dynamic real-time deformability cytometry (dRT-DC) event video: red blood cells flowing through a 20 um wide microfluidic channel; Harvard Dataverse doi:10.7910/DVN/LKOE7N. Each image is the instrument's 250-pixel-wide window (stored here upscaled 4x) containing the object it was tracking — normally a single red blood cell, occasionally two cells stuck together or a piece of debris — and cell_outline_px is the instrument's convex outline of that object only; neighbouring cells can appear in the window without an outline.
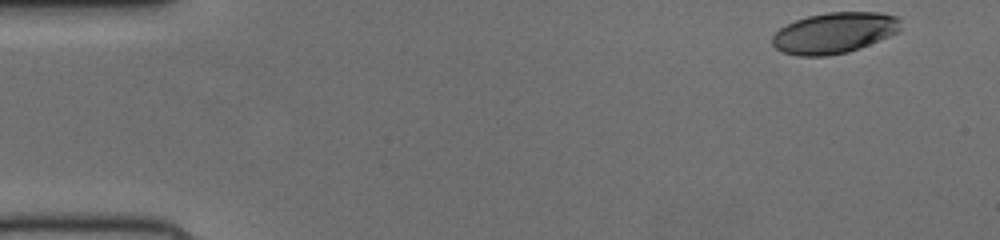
{"species": "human", "species_latin": "Homo sapiens", "temperature_condition": "cold", "stored_images_in_passage": 50, "camera_frame_rate_fps": 3000, "um_per_image_px": 0.085, "donor": {"sex": "female"}, "frame": {"image": 1, "passage_image": 1, "time_ms": 0.0, "image_size_px": [1000, 240], "cell_outline_px": [[900, 28], [896, 32], [888, 36], [860, 48], [848, 52], [824, 56], [800, 56], [784, 52], [776, 48], [772, 44], [772, 36], [780, 28], [796, 20], [808, 16], [828, 12], [880, 12], [896, 16], [900, 20]], "centroid_in_image_um": [70.9, 2.79], "position_along_channel_um": 14.1, "area_um2": 30.35}}
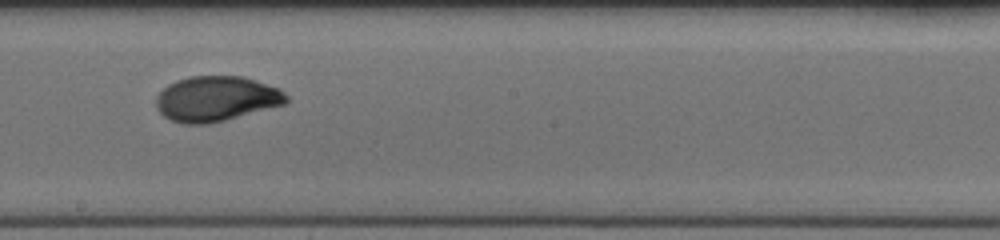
{"frame": {"image": 2, "passage_image": 27, "time_ms": 8.667, "image_size_px": [1000, 240], "cell_outline_px": [[288, 100], [284, 104], [224, 120], [208, 124], [184, 124], [172, 120], [164, 116], [156, 108], [156, 96], [168, 84], [176, 80], [188, 76], [244, 76], [280, 88], [288, 96]], "centroid_in_image_um": [18.37, 8.38], "position_along_channel_um": 229.8, "area_um2": 34.28}}
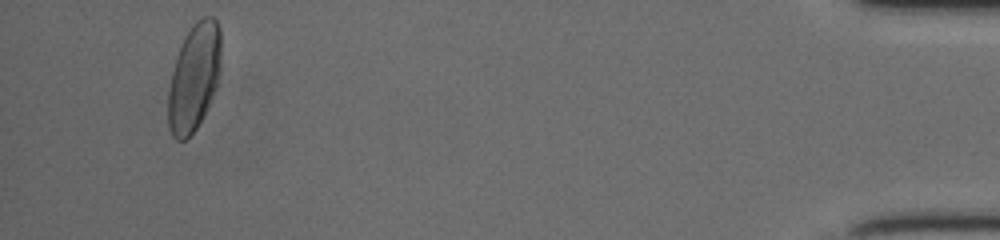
{"frame": {"image": 3, "passage_image": 47, "time_ms": 15.333, "image_size_px": [1000, 240], "cell_outline_px": [[220, 64], [216, 88], [196, 128], [184, 140], [176, 140], [172, 136], [168, 128], [168, 92], [172, 72], [176, 56], [184, 36], [192, 24], [196, 20], [204, 16], [212, 16], [216, 20], [220, 28]], "centroid_in_image_um": [16.48, 6.53], "position_along_channel_um": 418.7, "area_um2": 32.89}}